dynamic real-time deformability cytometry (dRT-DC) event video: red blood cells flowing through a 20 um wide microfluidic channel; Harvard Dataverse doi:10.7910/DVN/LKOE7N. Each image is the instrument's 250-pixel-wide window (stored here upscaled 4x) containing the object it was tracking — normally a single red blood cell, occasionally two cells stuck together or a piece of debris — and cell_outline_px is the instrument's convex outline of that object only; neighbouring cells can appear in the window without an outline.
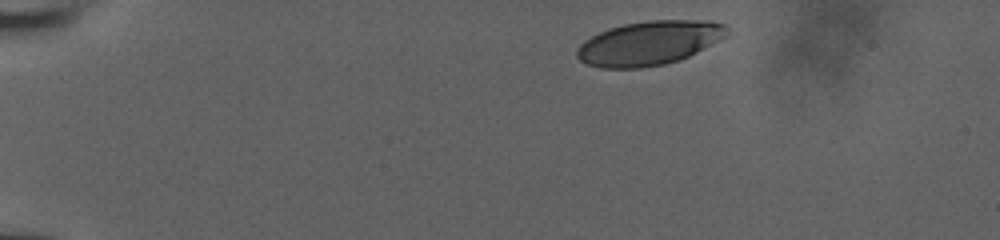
{"species": "human", "species_latin": "Homo sapiens", "temperature_condition": "room temperature", "stored_images_in_passage": 27, "camera_frame_rate_fps": 3000, "um_per_image_px": 0.085, "donor": {"sex": "male"}, "frame": {"image": 1, "passage_image": 1, "time_ms": 0.0, "image_size_px": [1000, 240], "cell_outline_px": [[728, 36], [680, 60], [664, 64], [640, 68], [600, 68], [584, 64], [576, 56], [576, 48], [584, 40], [608, 28], [624, 24], [648, 20], [712, 20], [724, 24], [728, 28]], "centroid_in_image_um": [55.17, 3.65], "position_along_channel_um": 29.8, "area_um2": 38.84}}
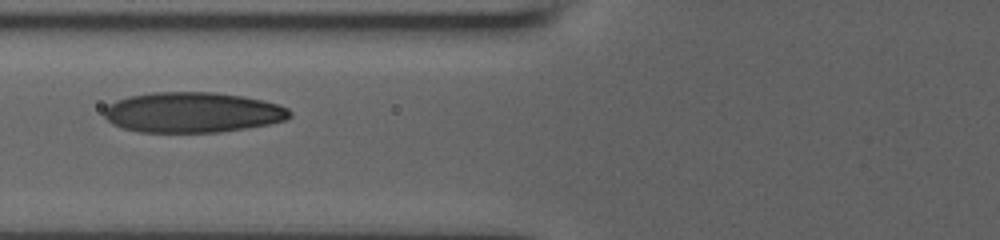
{"frame": {"image": 2, "passage_image": 16, "time_ms": 4.667, "image_size_px": [1000, 240], "cell_outline_px": [[292, 116], [288, 120], [248, 128], [220, 132], [140, 132], [124, 128], [112, 124], [104, 116], [104, 108], [108, 104], [116, 100], [128, 96], [152, 92], [216, 92], [244, 96], [264, 100], [280, 104], [288, 108], [292, 112]], "centroid_in_image_um": [16.4, 9.55], "position_along_channel_um": 109.4, "area_um2": 44.16}}
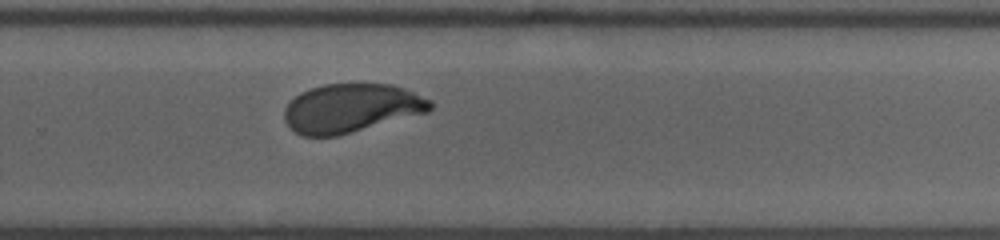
{"frame": {"image": 3, "passage_image": 27, "time_ms": 9.667, "image_size_px": [1000, 240], "cell_outline_px": [[432, 108], [428, 112], [336, 136], [300, 136], [288, 128], [284, 120], [284, 108], [300, 92], [324, 84], [392, 84], [404, 88], [432, 100]], "centroid_in_image_um": [29.82, 9.2], "position_along_channel_um": 300.0, "area_um2": 41.44}}